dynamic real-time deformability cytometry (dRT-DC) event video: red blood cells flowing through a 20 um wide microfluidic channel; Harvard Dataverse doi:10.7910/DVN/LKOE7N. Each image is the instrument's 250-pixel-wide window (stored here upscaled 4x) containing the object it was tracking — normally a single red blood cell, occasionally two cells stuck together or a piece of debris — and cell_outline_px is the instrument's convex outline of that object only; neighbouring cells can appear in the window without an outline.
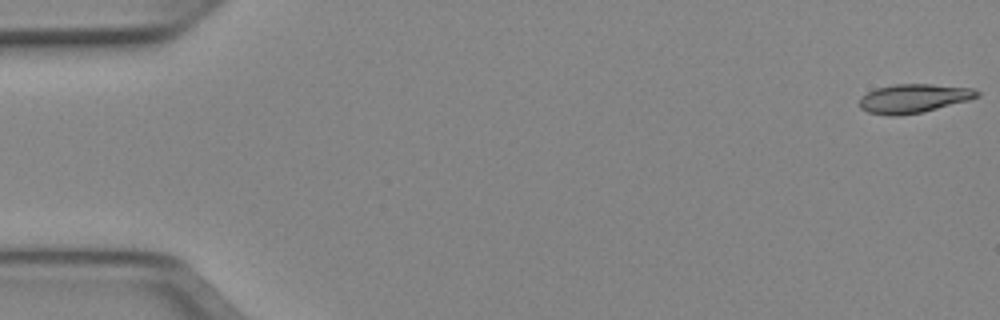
{"species": "Egyptian fruit bat (a non-hibernating species)", "species_latin": "Rousettus aegyptiacus", "temperature_condition": "cold", "stored_images_in_passage": 51, "camera_frame_rate_fps": 3000, "um_per_image_px": 0.085, "animal": {"sex": "female"}, "frame": {"image": 1, "passage_image": 1, "time_ms": 0.0, "image_size_px": [1000, 320], "cell_outline_px": [[980, 96], [968, 100], [924, 112], [896, 116], [892, 116], [868, 112], [860, 108], [860, 96], [876, 88], [896, 84], [932, 84], [972, 88], [980, 92]], "centroid_in_image_um": [77.66, 8.36], "position_along_channel_um": 7.3, "area_um2": 19.77}}
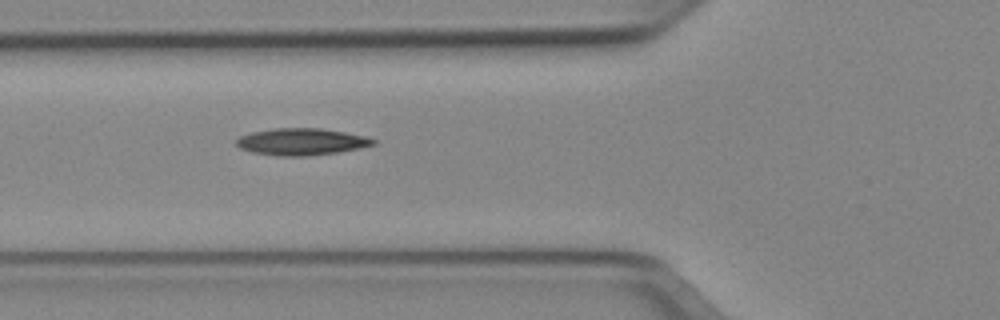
{"frame": {"image": 2, "passage_image": 19, "time_ms": 6.0, "image_size_px": [1000, 320], "cell_outline_px": [[376, 144], [360, 148], [340, 152], [308, 156], [276, 156], [252, 152], [240, 148], [236, 144], [236, 140], [240, 136], [252, 132], [276, 128], [320, 128], [368, 136], [376, 140]], "centroid_in_image_um": [25.66, 12.05], "position_along_channel_um": 100.1, "area_um2": 21.56}}
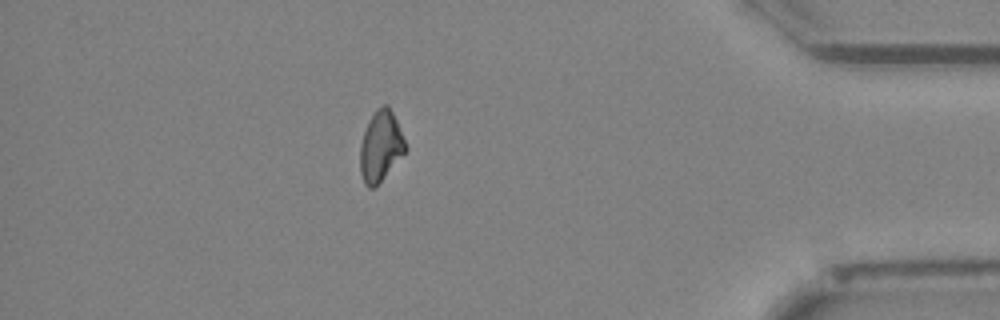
{"frame": {"image": 3, "passage_image": 45, "time_ms": 14.667, "image_size_px": [1000, 320], "cell_outline_px": [[408, 148], [380, 180], [372, 188], [368, 188], [364, 184], [360, 172], [360, 144], [368, 120], [376, 108], [384, 104], [388, 104], [396, 120]], "centroid_in_image_um": [32.33, 12.39], "position_along_channel_um": 402.9, "area_um2": 18.32}, "authors_computed_cell_mechanics": {"area_um2": 19.7676, "velocity_mm_per_s": 3.954, "shape_relaxation_time_tau1_ms": 8.7428, "shape_relaxation_time_tau2_ms": null, "deformation_change_tau1": 0.1977, "deformation_change_tau2": null}}